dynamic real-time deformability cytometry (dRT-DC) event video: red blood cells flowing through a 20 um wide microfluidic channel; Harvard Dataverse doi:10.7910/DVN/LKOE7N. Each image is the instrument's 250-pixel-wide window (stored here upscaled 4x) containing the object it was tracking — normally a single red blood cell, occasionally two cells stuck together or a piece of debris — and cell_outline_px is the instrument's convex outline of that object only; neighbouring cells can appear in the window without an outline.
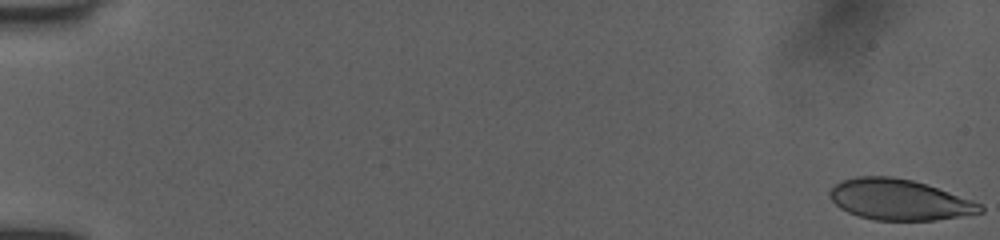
{"species": "human", "species_latin": "Homo sapiens", "temperature_condition": "room temperature", "stored_images_in_passage": 34, "camera_frame_rate_fps": 3000, "um_per_image_px": 0.085, "donor": {"sex": "female"}, "frame": {"image": 1, "passage_image": 1, "time_ms": 0.0, "image_size_px": [1000, 240], "cell_outline_px": [[984, 212], [936, 220], [876, 220], [860, 216], [848, 212], [840, 208], [828, 196], [828, 192], [836, 184], [844, 180], [856, 176], [892, 176], [912, 180], [972, 200], [980, 204], [984, 208]], "centroid_in_image_um": [76.41, 16.97], "position_along_channel_um": 8.6, "area_um2": 35.37}}
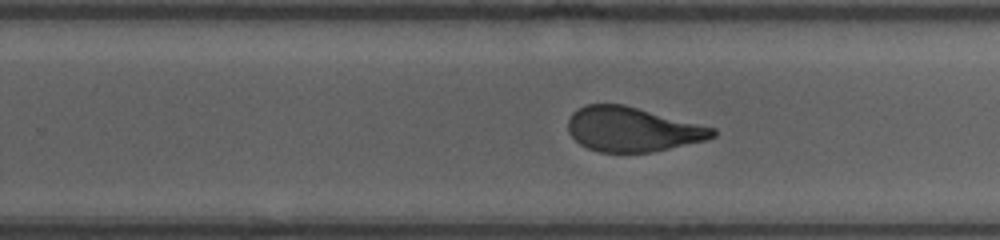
{"frame": {"image": 2, "passage_image": 19, "time_ms": 11.333, "image_size_px": [1000, 240], "cell_outline_px": [[716, 136], [704, 140], [652, 152], [600, 152], [588, 148], [580, 144], [568, 132], [568, 120], [572, 112], [584, 104], [624, 104], [716, 128]], "centroid_in_image_um": [53.73, 10.98], "position_along_channel_um": 276.1, "area_um2": 37.45}}
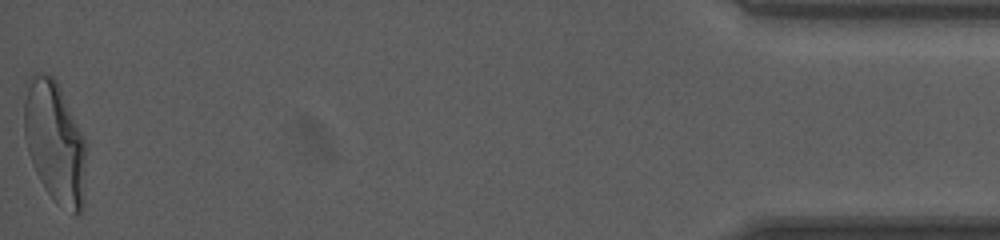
{"frame": {"image": 3, "passage_image": 34, "time_ms": 17.333, "image_size_px": [1000, 240], "cell_outline_px": [[84, 200], [80, 212], [76, 216], [72, 216], [56, 204], [52, 200], [44, 188], [36, 172], [28, 152], [24, 136], [24, 84], [36, 72], [40, 72], [52, 76], [56, 80], [60, 88], [84, 140]], "centroid_in_image_um": [4.62, 12.11], "position_along_channel_um": 430.6, "area_um2": 43.93}, "authors_computed_cell_mechanics": {"area_um2": 38.8994, "velocity_mm_per_s": 3.9885, "shape_relaxation_time_tau1_ms": 7.3176, "shape_relaxation_time_tau2_ms": 0.9511, "deformation_change_tau1": 0.2443, "deformation_change_tau2": 0.0824}}